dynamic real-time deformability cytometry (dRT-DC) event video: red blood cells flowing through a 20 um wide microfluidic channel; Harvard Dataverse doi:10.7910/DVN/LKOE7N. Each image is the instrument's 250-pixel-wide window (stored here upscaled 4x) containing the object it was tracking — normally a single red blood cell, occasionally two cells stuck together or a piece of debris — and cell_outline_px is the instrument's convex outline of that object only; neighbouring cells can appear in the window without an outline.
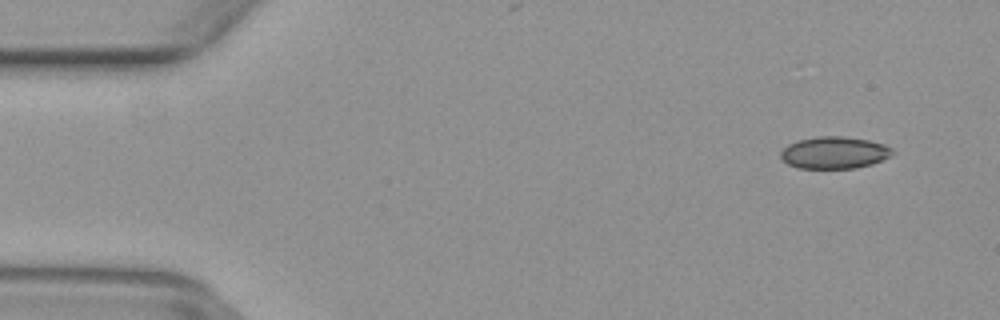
{"species": "common noctule bat (a hibernating species)", "species_latin": "Nyctalus noctula", "temperature_condition": "warm", "stored_images_in_passage": 50, "camera_frame_rate_fps": 3000, "um_per_image_px": 0.085, "animal": {"sex": "female", "body_mass_g": 29.2, "forearm_length_mm": 56.3}, "frame": {"image": 1, "passage_image": 4, "time_ms": 1.0, "image_size_px": [1000, 320], "cell_outline_px": [[896, 152], [892, 156], [872, 164], [856, 168], [796, 168], [788, 164], [780, 156], [780, 152], [788, 144], [800, 140], [816, 136], [840, 136], [868, 140], [884, 144], [892, 148]], "centroid_in_image_um": [70.95, 12.98], "position_along_channel_um": 14.1, "area_um2": 20.92}}
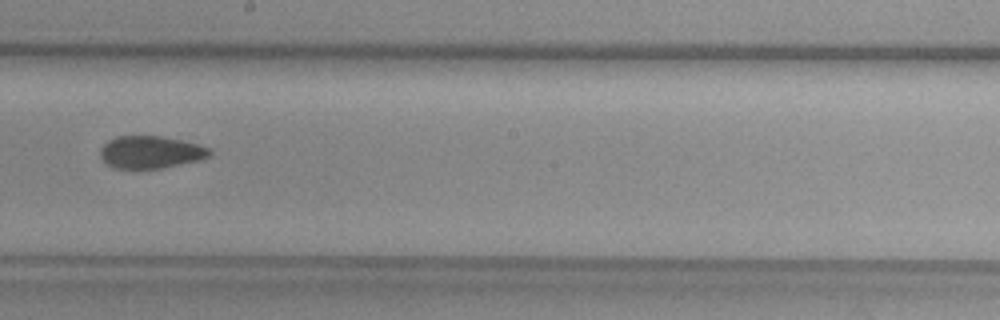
{"frame": {"image": 2, "passage_image": 28, "time_ms": 9.0, "image_size_px": [1000, 320], "cell_outline_px": [[212, 156], [200, 160], [160, 168], [112, 168], [100, 156], [100, 148], [108, 140], [116, 136], [160, 136], [180, 140], [196, 144], [208, 148], [212, 152]], "centroid_in_image_um": [12.79, 12.93], "position_along_channel_um": 235.4, "area_um2": 20.52}}
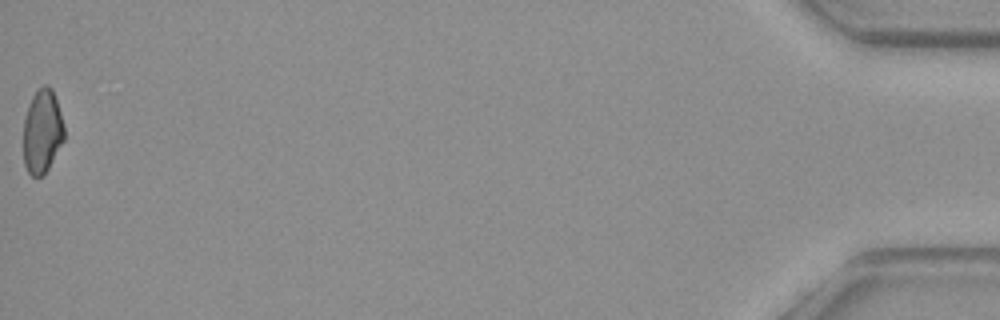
{"frame": {"image": 3, "passage_image": 50, "time_ms": 16.333, "image_size_px": [1000, 320], "cell_outline_px": [[64, 140], [48, 168], [40, 176], [32, 176], [28, 172], [24, 164], [24, 120], [28, 104], [32, 96], [44, 84], [48, 84], [52, 88], [64, 124]], "centroid_in_image_um": [3.59, 11.15], "position_along_channel_um": 431.6, "area_um2": 19.77}}